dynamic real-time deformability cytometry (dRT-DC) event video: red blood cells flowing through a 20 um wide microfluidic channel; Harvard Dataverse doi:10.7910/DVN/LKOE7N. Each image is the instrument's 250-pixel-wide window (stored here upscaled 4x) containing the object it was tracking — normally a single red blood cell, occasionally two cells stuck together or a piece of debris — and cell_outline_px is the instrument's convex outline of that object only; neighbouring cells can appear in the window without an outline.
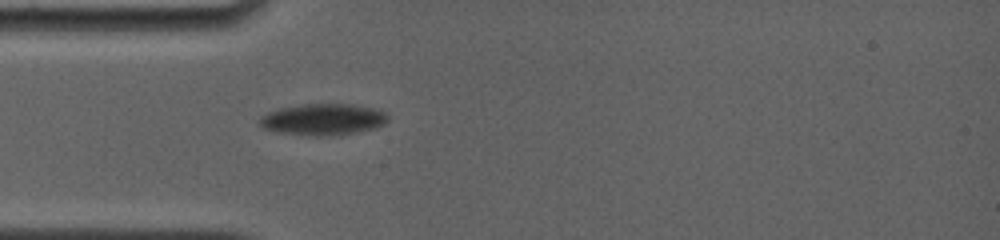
{"species": "common noctule bat (a hibernating species)", "species_latin": "Nyctalus noctula", "temperature_condition": "room temperature", "stored_images_in_passage": 42, "camera_frame_rate_fps": 4000, "um_per_image_px": 0.085, "animal": {"sex": "female", "body_mass_g": 19.0, "forearm_length_mm": 56.7}, "frame": {"image": 1, "passage_image": 1, "time_ms": 0.0, "image_size_px": [1000, 240], "cell_outline_px": [[388, 120], [384, 124], [376, 128], [328, 136], [316, 136], [276, 132], [264, 128], [260, 124], [260, 116], [276, 108], [304, 104], [352, 104], [376, 108], [384, 112], [388, 116]], "centroid_in_image_um": [27.45, 10.14], "position_along_channel_um": 57.6, "area_um2": 23.52}}
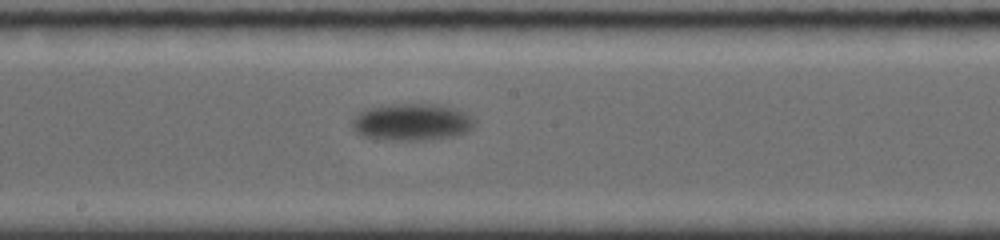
{"frame": {"image": 2, "passage_image": 17, "time_ms": 5.0, "image_size_px": [1000, 240], "cell_outline_px": [[476, 124], [472, 128], [464, 132], [452, 136], [428, 140], [388, 140], [364, 136], [356, 132], [352, 128], [352, 120], [360, 112], [368, 108], [388, 104], [436, 104], [452, 108], [464, 112], [476, 120]], "centroid_in_image_um": [35.0, 10.38], "position_along_channel_um": 213.2, "area_um2": 26.3}}
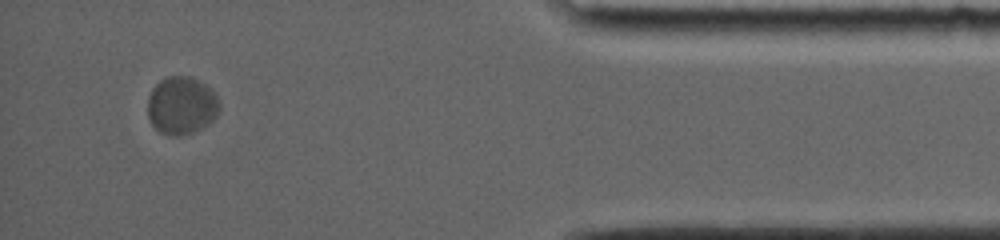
{"frame": {"image": 3, "passage_image": 37, "time_ms": 12.75, "image_size_px": [1000, 240], "cell_outline_px": [[220, 108], [216, 116], [208, 124], [192, 132], [180, 136], [168, 136], [160, 132], [152, 124], [148, 116], [148, 96], [152, 88], [160, 80], [168, 76], [188, 76], [204, 84], [216, 92], [220, 100]], "centroid_in_image_um": [15.44, 8.97], "position_along_channel_um": 419.8, "area_um2": 24.33}, "authors_computed_cell_mechanics": {"area_um2": 24.3627, "velocity_mm_per_s": 3.1661, "shape_relaxation_time_tau1_ms": 1.9473, "shape_relaxation_time_tau2_ms": null, "deformation_change_tau1": 0.0854, "deformation_change_tau2": null}}